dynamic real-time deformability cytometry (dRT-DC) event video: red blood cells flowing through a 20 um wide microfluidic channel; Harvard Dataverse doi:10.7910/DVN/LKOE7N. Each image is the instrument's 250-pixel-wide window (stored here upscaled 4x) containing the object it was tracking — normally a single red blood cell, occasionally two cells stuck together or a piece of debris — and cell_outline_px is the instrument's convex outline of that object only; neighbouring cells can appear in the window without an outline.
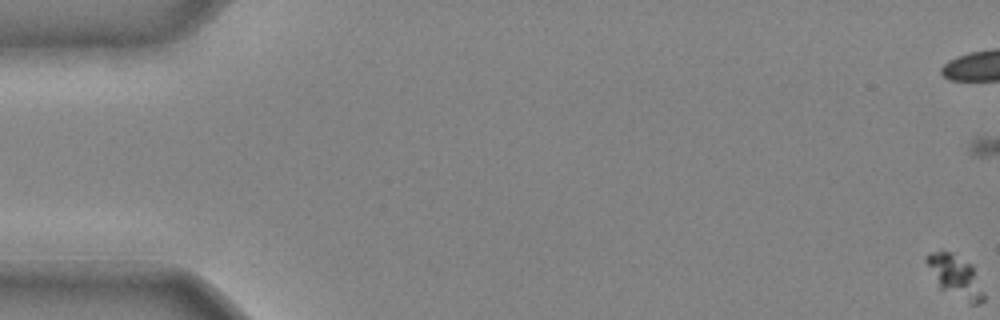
{"species": "common noctule bat (a hibernating species)", "species_latin": "Nyctalus noctula", "temperature_condition": "cold", "stored_images_in_passage": 40, "camera_frame_rate_fps": 3000, "um_per_image_px": 0.085, "animal": {"sex": "male", "body_mass_g": 20.4}, "frame": {"image": 1, "passage_image": 1, "time_ms": 0.0, "image_size_px": [1000, 320], "cell_outline_px": [[984, 300], [980, 304], [968, 304], [940, 288], [924, 260], [924, 256], [932, 252], [948, 252], [972, 264], [984, 292]], "centroid_in_image_um": [81.23, 23.53], "position_along_channel_um": 3.8, "area_um2": 13.99}}